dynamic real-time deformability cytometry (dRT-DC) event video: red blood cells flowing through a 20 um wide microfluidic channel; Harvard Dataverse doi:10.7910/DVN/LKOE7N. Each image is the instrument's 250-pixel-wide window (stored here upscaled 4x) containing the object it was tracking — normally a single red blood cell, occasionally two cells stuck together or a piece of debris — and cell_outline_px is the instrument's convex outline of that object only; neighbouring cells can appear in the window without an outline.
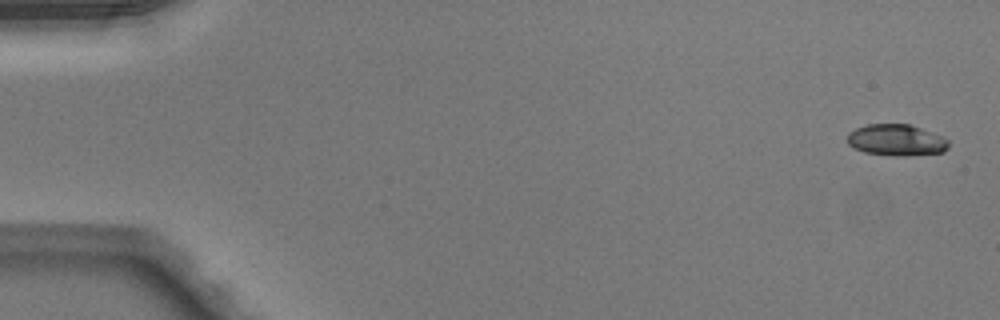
{"species": "Egyptian fruit bat (a non-hibernating species)", "species_latin": "Rousettus aegyptiacus", "temperature_condition": "warm", "stored_images_in_passage": 50, "camera_frame_rate_fps": 3000, "um_per_image_px": 0.085, "animal": {"sex": "male"}, "frame": {"image": 1, "passage_image": 1, "time_ms": 0.0, "image_size_px": [1000, 320], "cell_outline_px": [[948, 148], [944, 152], [904, 156], [900, 156], [864, 152], [852, 148], [848, 144], [848, 132], [856, 128], [868, 124], [908, 124], [920, 128], [940, 136], [948, 140]], "centroid_in_image_um": [76.16, 11.91], "position_along_channel_um": 8.8, "area_um2": 18.38}}
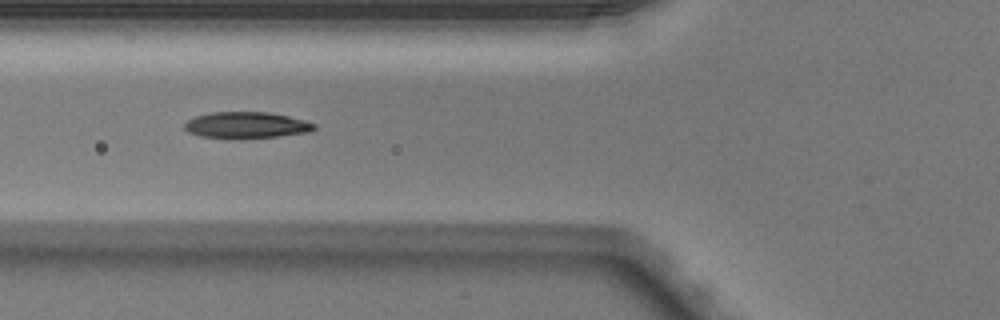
{"frame": {"image": 2, "passage_image": 19, "time_ms": 6.0, "image_size_px": [1000, 320], "cell_outline_px": [[316, 128], [308, 132], [276, 136], [200, 136], [188, 132], [184, 128], [184, 124], [188, 120], [196, 116], [212, 112], [268, 112], [288, 116], [304, 120], [316, 124]], "centroid_in_image_um": [20.95, 10.59], "position_along_channel_um": 104.8, "area_um2": 19.02}}
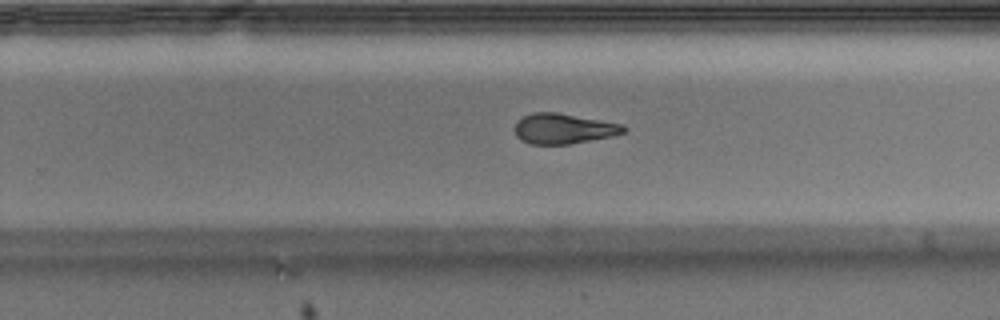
{"frame": {"image": 3, "passage_image": 32, "time_ms": 10.333, "image_size_px": [1000, 320], "cell_outline_px": [[628, 128], [624, 132], [612, 136], [568, 144], [528, 144], [520, 140], [516, 136], [516, 120], [532, 112], [556, 112], [624, 124]], "centroid_in_image_um": [47.9, 10.93], "position_along_channel_um": 281.9, "area_um2": 19.25}, "authors_computed_cell_mechanics": {"area_um2": 19.4786, "velocity_mm_per_s": 4.086, "shape_relaxation_time_tau1_ms": 8.8539, "shape_relaxation_time_tau2_ms": 4.1652, "deformation_change_tau1": 0.2345, "deformation_change_tau2": 0.1263}}